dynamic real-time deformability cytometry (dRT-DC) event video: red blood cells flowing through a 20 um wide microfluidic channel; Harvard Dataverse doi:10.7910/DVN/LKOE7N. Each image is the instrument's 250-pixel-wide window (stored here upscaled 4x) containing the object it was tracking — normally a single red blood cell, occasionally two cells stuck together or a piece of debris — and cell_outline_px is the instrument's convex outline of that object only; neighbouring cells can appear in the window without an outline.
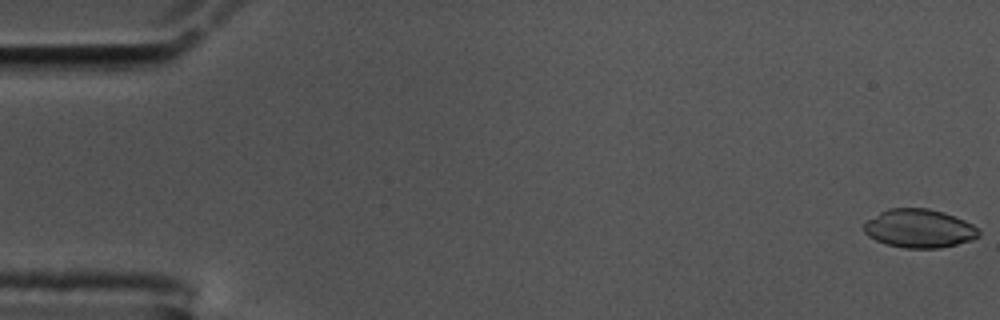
{"species": "common noctule bat (a hibernating species)", "species_latin": "Nyctalus noctula", "temperature_condition": "cold", "stored_images_in_passage": 57, "camera_frame_rate_fps": 3000, "um_per_image_px": 0.085, "animal": {"sex": "male", "body_mass_g": 17.5, "forearm_length_mm": 52.3}, "frame": {"image": 1, "passage_image": 1, "time_ms": 0.0, "image_size_px": [1000, 320], "cell_outline_px": [[980, 236], [972, 240], [940, 248], [904, 248], [888, 244], [876, 240], [868, 236], [864, 232], [864, 224], [868, 220], [880, 212], [888, 208], [928, 208], [944, 212], [964, 220], [972, 224], [980, 232]], "centroid_in_image_um": [78.14, 19.42], "position_along_channel_um": 6.9, "area_um2": 25.72}}
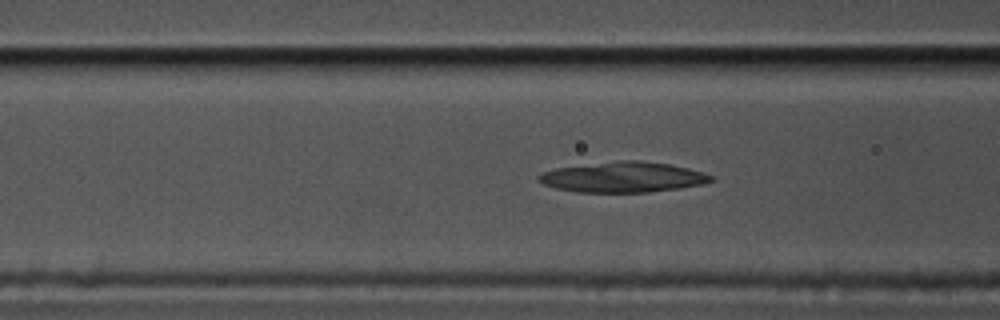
{"frame": {"image": 2, "passage_image": 22, "time_ms": 7.0, "image_size_px": [1000, 320], "cell_outline_px": [[716, 176], [712, 180], [704, 184], [680, 188], [648, 192], [576, 192], [556, 188], [544, 184], [536, 180], [536, 176], [544, 172], [556, 168], [616, 160], [640, 160], [668, 164], [688, 168], [704, 172]], "centroid_in_image_um": [52.97, 15.05], "position_along_channel_um": 113.6, "area_um2": 30.69}}
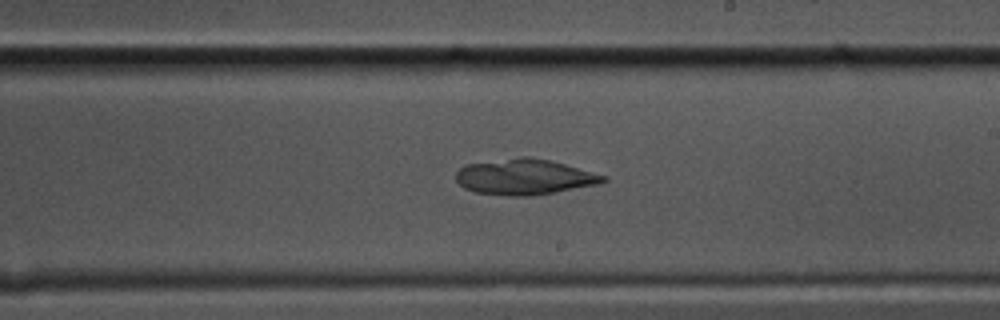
{"frame": {"image": 3, "passage_image": 33, "time_ms": 10.667, "image_size_px": [1000, 320], "cell_outline_px": [[608, 180], [596, 184], [556, 192], [532, 196], [508, 196], [476, 192], [464, 188], [456, 180], [456, 172], [460, 168], [468, 164], [520, 156], [532, 156], [552, 160], [608, 176]], "centroid_in_image_um": [44.6, 15.03], "position_along_channel_um": 244.4, "area_um2": 30.75}}